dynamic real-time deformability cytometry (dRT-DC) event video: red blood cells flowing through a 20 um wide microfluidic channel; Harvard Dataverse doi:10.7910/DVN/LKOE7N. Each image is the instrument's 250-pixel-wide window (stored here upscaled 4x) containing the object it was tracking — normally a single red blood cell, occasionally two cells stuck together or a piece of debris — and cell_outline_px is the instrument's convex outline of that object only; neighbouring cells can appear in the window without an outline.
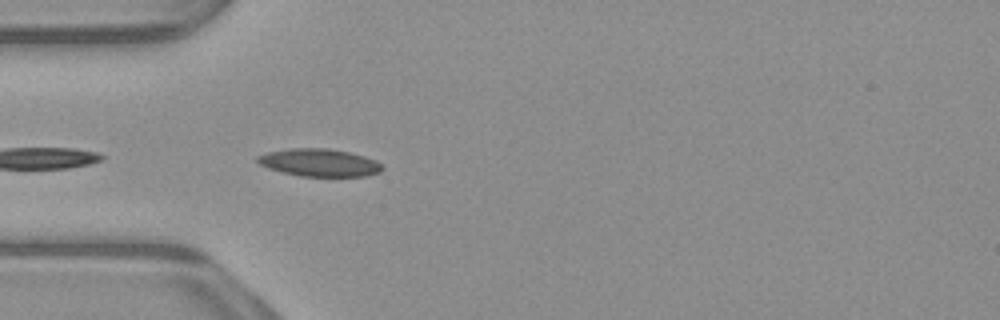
{"species": "common noctule bat (a hibernating species)", "species_latin": "Nyctalus noctula", "temperature_condition": "warm", "stored_images_in_passage": 18, "camera_frame_rate_fps": 3000, "um_per_image_px": 0.085, "animal": {"sex": "male", "body_mass_g": 23.1, "forearm_length_mm": 52.7}, "frame": {"image": 1, "passage_image": 2, "time_ms": 0.333, "image_size_px": [1000, 320], "cell_outline_px": [[384, 168], [380, 172], [368, 176], [300, 176], [268, 168], [260, 164], [256, 160], [256, 156], [268, 152], [292, 148], [328, 148], [348, 152], [364, 156], [376, 160]], "centroid_in_image_um": [27.16, 13.82], "position_along_channel_um": 57.8, "area_um2": 20.0}}
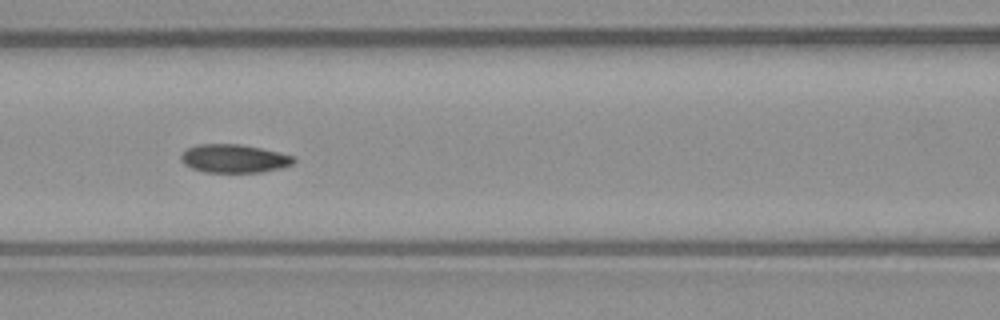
{"frame": {"image": 2, "passage_image": 9, "time_ms": 2.667, "image_size_px": [1000, 320], "cell_outline_px": [[296, 160], [292, 164], [280, 168], [260, 172], [204, 172], [192, 168], [184, 164], [180, 156], [188, 148], [200, 144], [240, 144], [280, 152], [296, 156]], "centroid_in_image_um": [19.93, 13.47], "position_along_channel_um": 146.7, "area_um2": 18.55}}
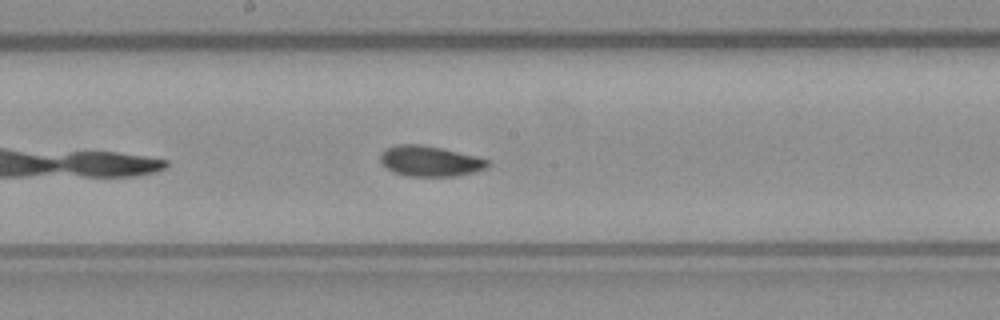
{"frame": {"image": 3, "passage_image": 14, "time_ms": 4.333, "image_size_px": [1000, 320], "cell_outline_px": [[492, 164], [488, 168], [476, 172], [456, 176], [408, 176], [392, 172], [380, 160], [380, 152], [384, 148], [396, 144], [420, 144], [440, 148], [476, 156], [488, 160]], "centroid_in_image_um": [36.56, 13.69], "position_along_channel_um": 211.6, "area_um2": 19.25}}